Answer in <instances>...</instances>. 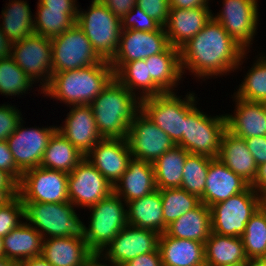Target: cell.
Listing matches in <instances>:
<instances>
[{"label":"cell","instance_id":"f6af8a7d","mask_svg":"<svg viewBox=\"0 0 266 266\" xmlns=\"http://www.w3.org/2000/svg\"><path fill=\"white\" fill-rule=\"evenodd\" d=\"M22 120L18 109L10 105L0 106V141H5L16 130Z\"/></svg>","mask_w":266,"mask_h":266},{"label":"cell","instance_id":"5b68a950","mask_svg":"<svg viewBox=\"0 0 266 266\" xmlns=\"http://www.w3.org/2000/svg\"><path fill=\"white\" fill-rule=\"evenodd\" d=\"M76 24L83 30L97 54L110 62L119 47L121 19L103 3L92 0L88 12L78 11Z\"/></svg>","mask_w":266,"mask_h":266},{"label":"cell","instance_id":"83f0119b","mask_svg":"<svg viewBox=\"0 0 266 266\" xmlns=\"http://www.w3.org/2000/svg\"><path fill=\"white\" fill-rule=\"evenodd\" d=\"M212 232L211 210L202 202L171 222L164 232L167 236L205 243Z\"/></svg>","mask_w":266,"mask_h":266},{"label":"cell","instance_id":"30bf717a","mask_svg":"<svg viewBox=\"0 0 266 266\" xmlns=\"http://www.w3.org/2000/svg\"><path fill=\"white\" fill-rule=\"evenodd\" d=\"M52 73L69 71L103 62L83 30L75 23L51 38Z\"/></svg>","mask_w":266,"mask_h":266},{"label":"cell","instance_id":"c3c4849f","mask_svg":"<svg viewBox=\"0 0 266 266\" xmlns=\"http://www.w3.org/2000/svg\"><path fill=\"white\" fill-rule=\"evenodd\" d=\"M257 165L266 163V136L243 138Z\"/></svg>","mask_w":266,"mask_h":266},{"label":"cell","instance_id":"4dcf8cb0","mask_svg":"<svg viewBox=\"0 0 266 266\" xmlns=\"http://www.w3.org/2000/svg\"><path fill=\"white\" fill-rule=\"evenodd\" d=\"M144 60L148 64V76L164 92H173V88L183 75L180 50L170 45L164 52L152 55Z\"/></svg>","mask_w":266,"mask_h":266},{"label":"cell","instance_id":"11a10c76","mask_svg":"<svg viewBox=\"0 0 266 266\" xmlns=\"http://www.w3.org/2000/svg\"><path fill=\"white\" fill-rule=\"evenodd\" d=\"M250 186L259 193L266 188V163L258 166L257 175Z\"/></svg>","mask_w":266,"mask_h":266},{"label":"cell","instance_id":"6f0895ef","mask_svg":"<svg viewBox=\"0 0 266 266\" xmlns=\"http://www.w3.org/2000/svg\"><path fill=\"white\" fill-rule=\"evenodd\" d=\"M102 253L99 252H92L85 260L84 266H108L106 263H100L99 260L101 259ZM112 263V266H122L113 261L108 260ZM111 266V265H110Z\"/></svg>","mask_w":266,"mask_h":266},{"label":"cell","instance_id":"6125c7cd","mask_svg":"<svg viewBox=\"0 0 266 266\" xmlns=\"http://www.w3.org/2000/svg\"><path fill=\"white\" fill-rule=\"evenodd\" d=\"M6 258V254L3 246V237L0 236V260Z\"/></svg>","mask_w":266,"mask_h":266},{"label":"cell","instance_id":"816d5d0a","mask_svg":"<svg viewBox=\"0 0 266 266\" xmlns=\"http://www.w3.org/2000/svg\"><path fill=\"white\" fill-rule=\"evenodd\" d=\"M123 266H163L159 250L141 254Z\"/></svg>","mask_w":266,"mask_h":266},{"label":"cell","instance_id":"277c9868","mask_svg":"<svg viewBox=\"0 0 266 266\" xmlns=\"http://www.w3.org/2000/svg\"><path fill=\"white\" fill-rule=\"evenodd\" d=\"M24 218L46 239L56 237H83L84 224L80 221L71 202H23ZM31 223V224H30ZM33 224V225H32ZM45 232V233H44Z\"/></svg>","mask_w":266,"mask_h":266},{"label":"cell","instance_id":"7bdbcfd3","mask_svg":"<svg viewBox=\"0 0 266 266\" xmlns=\"http://www.w3.org/2000/svg\"><path fill=\"white\" fill-rule=\"evenodd\" d=\"M24 218V204L19 197L0 200V236L4 237L14 228L22 224L19 218Z\"/></svg>","mask_w":266,"mask_h":266},{"label":"cell","instance_id":"bcb514c9","mask_svg":"<svg viewBox=\"0 0 266 266\" xmlns=\"http://www.w3.org/2000/svg\"><path fill=\"white\" fill-rule=\"evenodd\" d=\"M136 5L162 27L165 26L170 10L169 0H137Z\"/></svg>","mask_w":266,"mask_h":266},{"label":"cell","instance_id":"ee69618b","mask_svg":"<svg viewBox=\"0 0 266 266\" xmlns=\"http://www.w3.org/2000/svg\"><path fill=\"white\" fill-rule=\"evenodd\" d=\"M160 27L161 25L156 20L149 17L145 13V11H143L137 5H135L133 9L121 19L122 30L133 29L138 31L151 32L157 31Z\"/></svg>","mask_w":266,"mask_h":266},{"label":"cell","instance_id":"e575fe53","mask_svg":"<svg viewBox=\"0 0 266 266\" xmlns=\"http://www.w3.org/2000/svg\"><path fill=\"white\" fill-rule=\"evenodd\" d=\"M114 78L134 94V89L140 88L142 90V94L138 97L140 100L165 93L148 76V64L145 63V60L124 63L114 73Z\"/></svg>","mask_w":266,"mask_h":266},{"label":"cell","instance_id":"52a82bcc","mask_svg":"<svg viewBox=\"0 0 266 266\" xmlns=\"http://www.w3.org/2000/svg\"><path fill=\"white\" fill-rule=\"evenodd\" d=\"M194 105L185 114V127L182 140L177 144L189 154L217 158L221 138L226 129V116L209 117Z\"/></svg>","mask_w":266,"mask_h":266},{"label":"cell","instance_id":"cb8c5ba5","mask_svg":"<svg viewBox=\"0 0 266 266\" xmlns=\"http://www.w3.org/2000/svg\"><path fill=\"white\" fill-rule=\"evenodd\" d=\"M235 115L226 114V129L236 137L266 136V102H250L235 96Z\"/></svg>","mask_w":266,"mask_h":266},{"label":"cell","instance_id":"94428289","mask_svg":"<svg viewBox=\"0 0 266 266\" xmlns=\"http://www.w3.org/2000/svg\"><path fill=\"white\" fill-rule=\"evenodd\" d=\"M1 266H23L22 262H13L7 258L1 259Z\"/></svg>","mask_w":266,"mask_h":266},{"label":"cell","instance_id":"680465c9","mask_svg":"<svg viewBox=\"0 0 266 266\" xmlns=\"http://www.w3.org/2000/svg\"><path fill=\"white\" fill-rule=\"evenodd\" d=\"M23 266H52L42 255L27 259L22 262Z\"/></svg>","mask_w":266,"mask_h":266},{"label":"cell","instance_id":"484cf974","mask_svg":"<svg viewBox=\"0 0 266 266\" xmlns=\"http://www.w3.org/2000/svg\"><path fill=\"white\" fill-rule=\"evenodd\" d=\"M163 266H205L204 243L160 234L158 242Z\"/></svg>","mask_w":266,"mask_h":266},{"label":"cell","instance_id":"7402d4cb","mask_svg":"<svg viewBox=\"0 0 266 266\" xmlns=\"http://www.w3.org/2000/svg\"><path fill=\"white\" fill-rule=\"evenodd\" d=\"M249 184L235 174L218 158L210 161L204 193L200 201L209 208L229 197L243 192Z\"/></svg>","mask_w":266,"mask_h":266},{"label":"cell","instance_id":"d6986e66","mask_svg":"<svg viewBox=\"0 0 266 266\" xmlns=\"http://www.w3.org/2000/svg\"><path fill=\"white\" fill-rule=\"evenodd\" d=\"M131 157L127 139L102 138L85 159L114 186L128 168Z\"/></svg>","mask_w":266,"mask_h":266},{"label":"cell","instance_id":"ba28073f","mask_svg":"<svg viewBox=\"0 0 266 266\" xmlns=\"http://www.w3.org/2000/svg\"><path fill=\"white\" fill-rule=\"evenodd\" d=\"M261 206V194L249 185L243 192L210 207L212 232L223 236L241 237L250 217Z\"/></svg>","mask_w":266,"mask_h":266},{"label":"cell","instance_id":"f1b7e54d","mask_svg":"<svg viewBox=\"0 0 266 266\" xmlns=\"http://www.w3.org/2000/svg\"><path fill=\"white\" fill-rule=\"evenodd\" d=\"M128 225L164 233V218L160 190L126 204Z\"/></svg>","mask_w":266,"mask_h":266},{"label":"cell","instance_id":"ffe728a7","mask_svg":"<svg viewBox=\"0 0 266 266\" xmlns=\"http://www.w3.org/2000/svg\"><path fill=\"white\" fill-rule=\"evenodd\" d=\"M57 130L85 157L102 139L90 105H73L63 127Z\"/></svg>","mask_w":266,"mask_h":266},{"label":"cell","instance_id":"7dc6e473","mask_svg":"<svg viewBox=\"0 0 266 266\" xmlns=\"http://www.w3.org/2000/svg\"><path fill=\"white\" fill-rule=\"evenodd\" d=\"M0 169L8 173L17 183L23 172L17 167L7 141H0Z\"/></svg>","mask_w":266,"mask_h":266},{"label":"cell","instance_id":"1f68e13d","mask_svg":"<svg viewBox=\"0 0 266 266\" xmlns=\"http://www.w3.org/2000/svg\"><path fill=\"white\" fill-rule=\"evenodd\" d=\"M204 251L205 266L239 264L248 260L241 237L223 236L211 232L204 243Z\"/></svg>","mask_w":266,"mask_h":266},{"label":"cell","instance_id":"74e56055","mask_svg":"<svg viewBox=\"0 0 266 266\" xmlns=\"http://www.w3.org/2000/svg\"><path fill=\"white\" fill-rule=\"evenodd\" d=\"M164 218V232L167 226L186 212L196 208L200 199L181 188L159 189Z\"/></svg>","mask_w":266,"mask_h":266},{"label":"cell","instance_id":"60d3db41","mask_svg":"<svg viewBox=\"0 0 266 266\" xmlns=\"http://www.w3.org/2000/svg\"><path fill=\"white\" fill-rule=\"evenodd\" d=\"M236 97L250 102H266V58L260 56L239 85Z\"/></svg>","mask_w":266,"mask_h":266},{"label":"cell","instance_id":"8d00e7d4","mask_svg":"<svg viewBox=\"0 0 266 266\" xmlns=\"http://www.w3.org/2000/svg\"><path fill=\"white\" fill-rule=\"evenodd\" d=\"M37 4V17L34 18L36 34L53 38L69 30L76 23L79 10L48 9L40 2Z\"/></svg>","mask_w":266,"mask_h":266},{"label":"cell","instance_id":"b9f144b4","mask_svg":"<svg viewBox=\"0 0 266 266\" xmlns=\"http://www.w3.org/2000/svg\"><path fill=\"white\" fill-rule=\"evenodd\" d=\"M33 82L11 56L0 59V93L19 95L28 91Z\"/></svg>","mask_w":266,"mask_h":266},{"label":"cell","instance_id":"d4e9b609","mask_svg":"<svg viewBox=\"0 0 266 266\" xmlns=\"http://www.w3.org/2000/svg\"><path fill=\"white\" fill-rule=\"evenodd\" d=\"M217 158L249 185L254 182L258 165L243 138L236 137L226 130L221 138Z\"/></svg>","mask_w":266,"mask_h":266},{"label":"cell","instance_id":"603a6c76","mask_svg":"<svg viewBox=\"0 0 266 266\" xmlns=\"http://www.w3.org/2000/svg\"><path fill=\"white\" fill-rule=\"evenodd\" d=\"M156 189L153 164L134 157H131L128 168L113 186V192L123 197L125 204Z\"/></svg>","mask_w":266,"mask_h":266},{"label":"cell","instance_id":"be15d7a7","mask_svg":"<svg viewBox=\"0 0 266 266\" xmlns=\"http://www.w3.org/2000/svg\"><path fill=\"white\" fill-rule=\"evenodd\" d=\"M260 194L262 207L266 209V188Z\"/></svg>","mask_w":266,"mask_h":266},{"label":"cell","instance_id":"f546056e","mask_svg":"<svg viewBox=\"0 0 266 266\" xmlns=\"http://www.w3.org/2000/svg\"><path fill=\"white\" fill-rule=\"evenodd\" d=\"M42 243L41 234L34 227L28 225L27 221L3 237L6 258L13 262H23L40 256Z\"/></svg>","mask_w":266,"mask_h":266},{"label":"cell","instance_id":"91938a15","mask_svg":"<svg viewBox=\"0 0 266 266\" xmlns=\"http://www.w3.org/2000/svg\"><path fill=\"white\" fill-rule=\"evenodd\" d=\"M246 266H266V257L250 258L247 260Z\"/></svg>","mask_w":266,"mask_h":266},{"label":"cell","instance_id":"44dd1931","mask_svg":"<svg viewBox=\"0 0 266 266\" xmlns=\"http://www.w3.org/2000/svg\"><path fill=\"white\" fill-rule=\"evenodd\" d=\"M212 15L209 8H170L164 26L169 44L180 49L204 28Z\"/></svg>","mask_w":266,"mask_h":266},{"label":"cell","instance_id":"e7e4bbea","mask_svg":"<svg viewBox=\"0 0 266 266\" xmlns=\"http://www.w3.org/2000/svg\"><path fill=\"white\" fill-rule=\"evenodd\" d=\"M222 266H246V263L229 264V265H222Z\"/></svg>","mask_w":266,"mask_h":266},{"label":"cell","instance_id":"4316f807","mask_svg":"<svg viewBox=\"0 0 266 266\" xmlns=\"http://www.w3.org/2000/svg\"><path fill=\"white\" fill-rule=\"evenodd\" d=\"M91 253L84 238L50 237L43 239L41 255L52 266H84Z\"/></svg>","mask_w":266,"mask_h":266},{"label":"cell","instance_id":"836d02e7","mask_svg":"<svg viewBox=\"0 0 266 266\" xmlns=\"http://www.w3.org/2000/svg\"><path fill=\"white\" fill-rule=\"evenodd\" d=\"M187 152L179 145L173 146L152 164L157 189L180 188Z\"/></svg>","mask_w":266,"mask_h":266},{"label":"cell","instance_id":"ac0fdd59","mask_svg":"<svg viewBox=\"0 0 266 266\" xmlns=\"http://www.w3.org/2000/svg\"><path fill=\"white\" fill-rule=\"evenodd\" d=\"M160 234L154 230L126 225L103 249L105 260L124 265L135 257L158 250ZM107 251V252H106Z\"/></svg>","mask_w":266,"mask_h":266},{"label":"cell","instance_id":"db71d44e","mask_svg":"<svg viewBox=\"0 0 266 266\" xmlns=\"http://www.w3.org/2000/svg\"><path fill=\"white\" fill-rule=\"evenodd\" d=\"M48 9L78 10L76 0H38Z\"/></svg>","mask_w":266,"mask_h":266},{"label":"cell","instance_id":"8fae6325","mask_svg":"<svg viewBox=\"0 0 266 266\" xmlns=\"http://www.w3.org/2000/svg\"><path fill=\"white\" fill-rule=\"evenodd\" d=\"M18 195L22 202H69L68 173L40 166L29 169L18 183Z\"/></svg>","mask_w":266,"mask_h":266},{"label":"cell","instance_id":"3957f363","mask_svg":"<svg viewBox=\"0 0 266 266\" xmlns=\"http://www.w3.org/2000/svg\"><path fill=\"white\" fill-rule=\"evenodd\" d=\"M115 78L92 101L98 133L102 138L126 139L129 126L140 110V100Z\"/></svg>","mask_w":266,"mask_h":266},{"label":"cell","instance_id":"7c38bea8","mask_svg":"<svg viewBox=\"0 0 266 266\" xmlns=\"http://www.w3.org/2000/svg\"><path fill=\"white\" fill-rule=\"evenodd\" d=\"M14 62L26 73L32 82L44 76L42 91L50 84L52 77L51 38L33 33L12 43L11 54ZM45 80V81H44Z\"/></svg>","mask_w":266,"mask_h":266},{"label":"cell","instance_id":"f5cc1de1","mask_svg":"<svg viewBox=\"0 0 266 266\" xmlns=\"http://www.w3.org/2000/svg\"><path fill=\"white\" fill-rule=\"evenodd\" d=\"M209 0H169L170 8H209L207 5Z\"/></svg>","mask_w":266,"mask_h":266},{"label":"cell","instance_id":"4fadbf2b","mask_svg":"<svg viewBox=\"0 0 266 266\" xmlns=\"http://www.w3.org/2000/svg\"><path fill=\"white\" fill-rule=\"evenodd\" d=\"M126 139L132 157L151 163L175 146L170 137L141 109L135 114Z\"/></svg>","mask_w":266,"mask_h":266},{"label":"cell","instance_id":"f35d334b","mask_svg":"<svg viewBox=\"0 0 266 266\" xmlns=\"http://www.w3.org/2000/svg\"><path fill=\"white\" fill-rule=\"evenodd\" d=\"M212 159L205 155L188 154L184 163L180 188L201 199Z\"/></svg>","mask_w":266,"mask_h":266},{"label":"cell","instance_id":"d590c367","mask_svg":"<svg viewBox=\"0 0 266 266\" xmlns=\"http://www.w3.org/2000/svg\"><path fill=\"white\" fill-rule=\"evenodd\" d=\"M29 4L24 0H12L4 11L2 10V31L12 42L20 41L34 33V20Z\"/></svg>","mask_w":266,"mask_h":266},{"label":"cell","instance_id":"681fc988","mask_svg":"<svg viewBox=\"0 0 266 266\" xmlns=\"http://www.w3.org/2000/svg\"><path fill=\"white\" fill-rule=\"evenodd\" d=\"M116 17L122 19L136 5L137 0H98Z\"/></svg>","mask_w":266,"mask_h":266},{"label":"cell","instance_id":"9a60e30c","mask_svg":"<svg viewBox=\"0 0 266 266\" xmlns=\"http://www.w3.org/2000/svg\"><path fill=\"white\" fill-rule=\"evenodd\" d=\"M112 192L110 182L85 158L68 174V198L75 206L89 208Z\"/></svg>","mask_w":266,"mask_h":266},{"label":"cell","instance_id":"9f6ffc18","mask_svg":"<svg viewBox=\"0 0 266 266\" xmlns=\"http://www.w3.org/2000/svg\"><path fill=\"white\" fill-rule=\"evenodd\" d=\"M12 42L0 28V59L10 56Z\"/></svg>","mask_w":266,"mask_h":266},{"label":"cell","instance_id":"7a4b0ae2","mask_svg":"<svg viewBox=\"0 0 266 266\" xmlns=\"http://www.w3.org/2000/svg\"><path fill=\"white\" fill-rule=\"evenodd\" d=\"M114 79L109 61L69 71L52 73L43 94L70 105H90Z\"/></svg>","mask_w":266,"mask_h":266},{"label":"cell","instance_id":"2e32d148","mask_svg":"<svg viewBox=\"0 0 266 266\" xmlns=\"http://www.w3.org/2000/svg\"><path fill=\"white\" fill-rule=\"evenodd\" d=\"M22 121L6 141L17 167L25 172L40 166L49 139L57 127L26 129L21 125Z\"/></svg>","mask_w":266,"mask_h":266},{"label":"cell","instance_id":"5bb4252c","mask_svg":"<svg viewBox=\"0 0 266 266\" xmlns=\"http://www.w3.org/2000/svg\"><path fill=\"white\" fill-rule=\"evenodd\" d=\"M169 46L165 28L162 26L157 31L151 32L122 30L118 50L110 65L115 73L124 63L144 60L164 52Z\"/></svg>","mask_w":266,"mask_h":266},{"label":"cell","instance_id":"8992f818","mask_svg":"<svg viewBox=\"0 0 266 266\" xmlns=\"http://www.w3.org/2000/svg\"><path fill=\"white\" fill-rule=\"evenodd\" d=\"M121 197L112 192L95 205L88 227L84 225L83 237L91 252L101 253L103 249L128 224L127 209Z\"/></svg>","mask_w":266,"mask_h":266},{"label":"cell","instance_id":"9c48e42d","mask_svg":"<svg viewBox=\"0 0 266 266\" xmlns=\"http://www.w3.org/2000/svg\"><path fill=\"white\" fill-rule=\"evenodd\" d=\"M174 92H165L160 95L140 100V109L162 129L177 145L182 140L185 127V114L196 104L192 93L184 100Z\"/></svg>","mask_w":266,"mask_h":266},{"label":"cell","instance_id":"ab89813d","mask_svg":"<svg viewBox=\"0 0 266 266\" xmlns=\"http://www.w3.org/2000/svg\"><path fill=\"white\" fill-rule=\"evenodd\" d=\"M246 257H266V209L262 206L247 222L241 236Z\"/></svg>","mask_w":266,"mask_h":266},{"label":"cell","instance_id":"f907efd6","mask_svg":"<svg viewBox=\"0 0 266 266\" xmlns=\"http://www.w3.org/2000/svg\"><path fill=\"white\" fill-rule=\"evenodd\" d=\"M18 195V183L0 169V199H9Z\"/></svg>","mask_w":266,"mask_h":266},{"label":"cell","instance_id":"d6a6232c","mask_svg":"<svg viewBox=\"0 0 266 266\" xmlns=\"http://www.w3.org/2000/svg\"><path fill=\"white\" fill-rule=\"evenodd\" d=\"M85 157L58 130L50 137L40 167L70 173Z\"/></svg>","mask_w":266,"mask_h":266},{"label":"cell","instance_id":"6da1fadb","mask_svg":"<svg viewBox=\"0 0 266 266\" xmlns=\"http://www.w3.org/2000/svg\"><path fill=\"white\" fill-rule=\"evenodd\" d=\"M179 50L182 74L188 68L199 78L235 70L246 54L213 17Z\"/></svg>","mask_w":266,"mask_h":266},{"label":"cell","instance_id":"e0dca14e","mask_svg":"<svg viewBox=\"0 0 266 266\" xmlns=\"http://www.w3.org/2000/svg\"><path fill=\"white\" fill-rule=\"evenodd\" d=\"M257 5V0H224L221 13L212 15L245 51L256 33Z\"/></svg>","mask_w":266,"mask_h":266}]
</instances>
